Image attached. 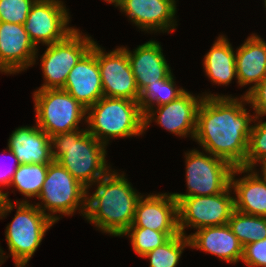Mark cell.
I'll use <instances>...</instances> for the list:
<instances>
[{
  "label": "cell",
  "instance_id": "cell-1",
  "mask_svg": "<svg viewBox=\"0 0 266 267\" xmlns=\"http://www.w3.org/2000/svg\"><path fill=\"white\" fill-rule=\"evenodd\" d=\"M204 95L197 111L193 141L203 151L224 159L233 167L245 168L251 122L255 118L245 107L249 104L247 96Z\"/></svg>",
  "mask_w": 266,
  "mask_h": 267
},
{
  "label": "cell",
  "instance_id": "cell-2",
  "mask_svg": "<svg viewBox=\"0 0 266 267\" xmlns=\"http://www.w3.org/2000/svg\"><path fill=\"white\" fill-rule=\"evenodd\" d=\"M93 185L97 189L87 194L84 218L102 233L120 237L133 223L141 193L136 192L124 172L119 174L114 169Z\"/></svg>",
  "mask_w": 266,
  "mask_h": 267
},
{
  "label": "cell",
  "instance_id": "cell-3",
  "mask_svg": "<svg viewBox=\"0 0 266 267\" xmlns=\"http://www.w3.org/2000/svg\"><path fill=\"white\" fill-rule=\"evenodd\" d=\"M52 156L87 189L92 187L110 169L106 161V145L87 129L56 134L51 137ZM109 165V166H108Z\"/></svg>",
  "mask_w": 266,
  "mask_h": 267
},
{
  "label": "cell",
  "instance_id": "cell-4",
  "mask_svg": "<svg viewBox=\"0 0 266 267\" xmlns=\"http://www.w3.org/2000/svg\"><path fill=\"white\" fill-rule=\"evenodd\" d=\"M8 193L0 196V219L6 217L16 207L13 220L7 225L5 237L8 250L14 263L28 264L40 246L46 232L55 223L35 204L27 199L16 201V205L8 198Z\"/></svg>",
  "mask_w": 266,
  "mask_h": 267
},
{
  "label": "cell",
  "instance_id": "cell-5",
  "mask_svg": "<svg viewBox=\"0 0 266 267\" xmlns=\"http://www.w3.org/2000/svg\"><path fill=\"white\" fill-rule=\"evenodd\" d=\"M87 131L106 146L112 138L140 136L144 131V113L137 101L103 96L87 108Z\"/></svg>",
  "mask_w": 266,
  "mask_h": 267
},
{
  "label": "cell",
  "instance_id": "cell-6",
  "mask_svg": "<svg viewBox=\"0 0 266 267\" xmlns=\"http://www.w3.org/2000/svg\"><path fill=\"white\" fill-rule=\"evenodd\" d=\"M87 189L57 161L48 164L47 175L36 206L54 223L62 216H73L76 210L85 217ZM48 211V212H46Z\"/></svg>",
  "mask_w": 266,
  "mask_h": 267
},
{
  "label": "cell",
  "instance_id": "cell-7",
  "mask_svg": "<svg viewBox=\"0 0 266 267\" xmlns=\"http://www.w3.org/2000/svg\"><path fill=\"white\" fill-rule=\"evenodd\" d=\"M36 125L50 137L76 129L86 122L87 109L66 90L44 89L33 93Z\"/></svg>",
  "mask_w": 266,
  "mask_h": 267
},
{
  "label": "cell",
  "instance_id": "cell-8",
  "mask_svg": "<svg viewBox=\"0 0 266 267\" xmlns=\"http://www.w3.org/2000/svg\"><path fill=\"white\" fill-rule=\"evenodd\" d=\"M204 152L192 149L185 153L187 192L172 193L178 203L185 197L216 195L230 186L234 167L224 159Z\"/></svg>",
  "mask_w": 266,
  "mask_h": 267
},
{
  "label": "cell",
  "instance_id": "cell-9",
  "mask_svg": "<svg viewBox=\"0 0 266 267\" xmlns=\"http://www.w3.org/2000/svg\"><path fill=\"white\" fill-rule=\"evenodd\" d=\"M91 36L75 29L64 40L46 45L40 57L44 82L37 90L63 88L67 76L94 44Z\"/></svg>",
  "mask_w": 266,
  "mask_h": 267
},
{
  "label": "cell",
  "instance_id": "cell-10",
  "mask_svg": "<svg viewBox=\"0 0 266 267\" xmlns=\"http://www.w3.org/2000/svg\"><path fill=\"white\" fill-rule=\"evenodd\" d=\"M229 186L216 195L190 196L178 203V228L186 236L185 228L199 230L204 227L228 224L235 210L234 196Z\"/></svg>",
  "mask_w": 266,
  "mask_h": 267
},
{
  "label": "cell",
  "instance_id": "cell-11",
  "mask_svg": "<svg viewBox=\"0 0 266 267\" xmlns=\"http://www.w3.org/2000/svg\"><path fill=\"white\" fill-rule=\"evenodd\" d=\"M68 9L60 0H36L32 5L24 25L31 41L51 45L64 40L76 28L69 27Z\"/></svg>",
  "mask_w": 266,
  "mask_h": 267
},
{
  "label": "cell",
  "instance_id": "cell-12",
  "mask_svg": "<svg viewBox=\"0 0 266 267\" xmlns=\"http://www.w3.org/2000/svg\"><path fill=\"white\" fill-rule=\"evenodd\" d=\"M205 96H195L185 91L177 99L160 106L147 108L144 113V131L154 120L176 136L193 139L196 130L197 111Z\"/></svg>",
  "mask_w": 266,
  "mask_h": 267
},
{
  "label": "cell",
  "instance_id": "cell-13",
  "mask_svg": "<svg viewBox=\"0 0 266 267\" xmlns=\"http://www.w3.org/2000/svg\"><path fill=\"white\" fill-rule=\"evenodd\" d=\"M97 61L103 87V96L126 98L139 102L140 92L127 52L122 46L106 53L97 43Z\"/></svg>",
  "mask_w": 266,
  "mask_h": 267
},
{
  "label": "cell",
  "instance_id": "cell-14",
  "mask_svg": "<svg viewBox=\"0 0 266 267\" xmlns=\"http://www.w3.org/2000/svg\"><path fill=\"white\" fill-rule=\"evenodd\" d=\"M38 50L23 24L0 22V72L2 74L14 75L33 66L38 58Z\"/></svg>",
  "mask_w": 266,
  "mask_h": 267
},
{
  "label": "cell",
  "instance_id": "cell-15",
  "mask_svg": "<svg viewBox=\"0 0 266 267\" xmlns=\"http://www.w3.org/2000/svg\"><path fill=\"white\" fill-rule=\"evenodd\" d=\"M130 227L150 228L164 232L170 238L178 235V202L172 193L142 194Z\"/></svg>",
  "mask_w": 266,
  "mask_h": 267
},
{
  "label": "cell",
  "instance_id": "cell-16",
  "mask_svg": "<svg viewBox=\"0 0 266 267\" xmlns=\"http://www.w3.org/2000/svg\"><path fill=\"white\" fill-rule=\"evenodd\" d=\"M176 6V0H122L117 5L137 28L148 33L174 31Z\"/></svg>",
  "mask_w": 266,
  "mask_h": 267
},
{
  "label": "cell",
  "instance_id": "cell-17",
  "mask_svg": "<svg viewBox=\"0 0 266 267\" xmlns=\"http://www.w3.org/2000/svg\"><path fill=\"white\" fill-rule=\"evenodd\" d=\"M62 89L66 90L86 109L103 97L96 41L91 49L71 69Z\"/></svg>",
  "mask_w": 266,
  "mask_h": 267
},
{
  "label": "cell",
  "instance_id": "cell-18",
  "mask_svg": "<svg viewBox=\"0 0 266 267\" xmlns=\"http://www.w3.org/2000/svg\"><path fill=\"white\" fill-rule=\"evenodd\" d=\"M122 48L127 52L139 92L172 73L159 42L149 40L133 49V53L127 47Z\"/></svg>",
  "mask_w": 266,
  "mask_h": 267
},
{
  "label": "cell",
  "instance_id": "cell-19",
  "mask_svg": "<svg viewBox=\"0 0 266 267\" xmlns=\"http://www.w3.org/2000/svg\"><path fill=\"white\" fill-rule=\"evenodd\" d=\"M7 146L19 164H49L54 161L51 137L36 124L16 128Z\"/></svg>",
  "mask_w": 266,
  "mask_h": 267
},
{
  "label": "cell",
  "instance_id": "cell-20",
  "mask_svg": "<svg viewBox=\"0 0 266 267\" xmlns=\"http://www.w3.org/2000/svg\"><path fill=\"white\" fill-rule=\"evenodd\" d=\"M187 236L192 249L215 255L229 264L242 260L243 246L228 224L204 227Z\"/></svg>",
  "mask_w": 266,
  "mask_h": 267
},
{
  "label": "cell",
  "instance_id": "cell-21",
  "mask_svg": "<svg viewBox=\"0 0 266 267\" xmlns=\"http://www.w3.org/2000/svg\"><path fill=\"white\" fill-rule=\"evenodd\" d=\"M254 169V170H253ZM234 167L230 186L234 195L235 210L255 216L266 217V183L255 172V168ZM244 177L235 179L236 174Z\"/></svg>",
  "mask_w": 266,
  "mask_h": 267
},
{
  "label": "cell",
  "instance_id": "cell-22",
  "mask_svg": "<svg viewBox=\"0 0 266 267\" xmlns=\"http://www.w3.org/2000/svg\"><path fill=\"white\" fill-rule=\"evenodd\" d=\"M235 51L238 86L252 85L245 96L266 78V41L251 34Z\"/></svg>",
  "mask_w": 266,
  "mask_h": 267
},
{
  "label": "cell",
  "instance_id": "cell-23",
  "mask_svg": "<svg viewBox=\"0 0 266 267\" xmlns=\"http://www.w3.org/2000/svg\"><path fill=\"white\" fill-rule=\"evenodd\" d=\"M213 43L209 52L204 55L203 69L213 84L227 86L234 78L237 80L235 51L223 34Z\"/></svg>",
  "mask_w": 266,
  "mask_h": 267
},
{
  "label": "cell",
  "instance_id": "cell-24",
  "mask_svg": "<svg viewBox=\"0 0 266 267\" xmlns=\"http://www.w3.org/2000/svg\"><path fill=\"white\" fill-rule=\"evenodd\" d=\"M48 164H20L9 187L16 188L25 198H38L47 175Z\"/></svg>",
  "mask_w": 266,
  "mask_h": 267
},
{
  "label": "cell",
  "instance_id": "cell-25",
  "mask_svg": "<svg viewBox=\"0 0 266 267\" xmlns=\"http://www.w3.org/2000/svg\"><path fill=\"white\" fill-rule=\"evenodd\" d=\"M228 225L243 247L266 238V217L249 215L234 210Z\"/></svg>",
  "mask_w": 266,
  "mask_h": 267
},
{
  "label": "cell",
  "instance_id": "cell-26",
  "mask_svg": "<svg viewBox=\"0 0 266 267\" xmlns=\"http://www.w3.org/2000/svg\"><path fill=\"white\" fill-rule=\"evenodd\" d=\"M174 81V76L171 73L166 79L157 81L152 86L145 87L139 96V103L143 112L147 108L170 103L186 91L182 87L178 88Z\"/></svg>",
  "mask_w": 266,
  "mask_h": 267
},
{
  "label": "cell",
  "instance_id": "cell-27",
  "mask_svg": "<svg viewBox=\"0 0 266 267\" xmlns=\"http://www.w3.org/2000/svg\"><path fill=\"white\" fill-rule=\"evenodd\" d=\"M186 247H190L189 238L179 233L162 246L146 253L143 258L149 259V267H177Z\"/></svg>",
  "mask_w": 266,
  "mask_h": 267
},
{
  "label": "cell",
  "instance_id": "cell-28",
  "mask_svg": "<svg viewBox=\"0 0 266 267\" xmlns=\"http://www.w3.org/2000/svg\"><path fill=\"white\" fill-rule=\"evenodd\" d=\"M121 236L130 238L134 252L140 257L162 246L170 239L164 232L143 227H129Z\"/></svg>",
  "mask_w": 266,
  "mask_h": 267
},
{
  "label": "cell",
  "instance_id": "cell-29",
  "mask_svg": "<svg viewBox=\"0 0 266 267\" xmlns=\"http://www.w3.org/2000/svg\"><path fill=\"white\" fill-rule=\"evenodd\" d=\"M255 116L248 140L245 168L253 169L259 163L266 162V121Z\"/></svg>",
  "mask_w": 266,
  "mask_h": 267
},
{
  "label": "cell",
  "instance_id": "cell-30",
  "mask_svg": "<svg viewBox=\"0 0 266 267\" xmlns=\"http://www.w3.org/2000/svg\"><path fill=\"white\" fill-rule=\"evenodd\" d=\"M36 0H0V22L24 24Z\"/></svg>",
  "mask_w": 266,
  "mask_h": 267
},
{
  "label": "cell",
  "instance_id": "cell-31",
  "mask_svg": "<svg viewBox=\"0 0 266 267\" xmlns=\"http://www.w3.org/2000/svg\"><path fill=\"white\" fill-rule=\"evenodd\" d=\"M241 261L247 267H266V238L244 246Z\"/></svg>",
  "mask_w": 266,
  "mask_h": 267
},
{
  "label": "cell",
  "instance_id": "cell-32",
  "mask_svg": "<svg viewBox=\"0 0 266 267\" xmlns=\"http://www.w3.org/2000/svg\"><path fill=\"white\" fill-rule=\"evenodd\" d=\"M247 99L254 116H266V78L247 94Z\"/></svg>",
  "mask_w": 266,
  "mask_h": 267
},
{
  "label": "cell",
  "instance_id": "cell-33",
  "mask_svg": "<svg viewBox=\"0 0 266 267\" xmlns=\"http://www.w3.org/2000/svg\"><path fill=\"white\" fill-rule=\"evenodd\" d=\"M8 154L11 156V159L14 160V163L12 165V167L10 166H1L0 165V188L1 186L3 187H9V185L11 184L12 178L14 176V173L16 172V169L18 168V166L20 165L16 156L13 154V152L9 149L6 148ZM6 165V164H5ZM5 167V168H4ZM4 192L0 189V196L3 194Z\"/></svg>",
  "mask_w": 266,
  "mask_h": 267
},
{
  "label": "cell",
  "instance_id": "cell-34",
  "mask_svg": "<svg viewBox=\"0 0 266 267\" xmlns=\"http://www.w3.org/2000/svg\"><path fill=\"white\" fill-rule=\"evenodd\" d=\"M261 166V174L258 173L257 171H255L258 175H260V177L262 178V180L266 183V162L260 163Z\"/></svg>",
  "mask_w": 266,
  "mask_h": 267
},
{
  "label": "cell",
  "instance_id": "cell-35",
  "mask_svg": "<svg viewBox=\"0 0 266 267\" xmlns=\"http://www.w3.org/2000/svg\"><path fill=\"white\" fill-rule=\"evenodd\" d=\"M5 255H6L5 252L0 247V265H2L4 261L6 260V258H8V256H5Z\"/></svg>",
  "mask_w": 266,
  "mask_h": 267
},
{
  "label": "cell",
  "instance_id": "cell-36",
  "mask_svg": "<svg viewBox=\"0 0 266 267\" xmlns=\"http://www.w3.org/2000/svg\"><path fill=\"white\" fill-rule=\"evenodd\" d=\"M106 1L108 4H112L114 5L115 7H117V5L122 1V0H104Z\"/></svg>",
  "mask_w": 266,
  "mask_h": 267
},
{
  "label": "cell",
  "instance_id": "cell-37",
  "mask_svg": "<svg viewBox=\"0 0 266 267\" xmlns=\"http://www.w3.org/2000/svg\"><path fill=\"white\" fill-rule=\"evenodd\" d=\"M26 265L28 266V264H25V263H16L15 264L16 267H26Z\"/></svg>",
  "mask_w": 266,
  "mask_h": 267
},
{
  "label": "cell",
  "instance_id": "cell-38",
  "mask_svg": "<svg viewBox=\"0 0 266 267\" xmlns=\"http://www.w3.org/2000/svg\"><path fill=\"white\" fill-rule=\"evenodd\" d=\"M264 7L266 8V0H264ZM266 10V9H265Z\"/></svg>",
  "mask_w": 266,
  "mask_h": 267
}]
</instances>
